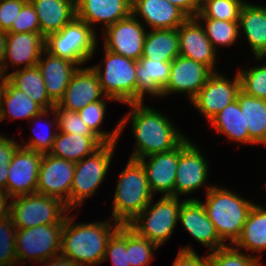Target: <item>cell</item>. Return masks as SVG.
<instances>
[{
    "instance_id": "d6986e66",
    "label": "cell",
    "mask_w": 266,
    "mask_h": 266,
    "mask_svg": "<svg viewBox=\"0 0 266 266\" xmlns=\"http://www.w3.org/2000/svg\"><path fill=\"white\" fill-rule=\"evenodd\" d=\"M179 52L181 56L193 59L216 72L217 51L201 23L195 17H188L178 28Z\"/></svg>"
},
{
    "instance_id": "6da1fadb",
    "label": "cell",
    "mask_w": 266,
    "mask_h": 266,
    "mask_svg": "<svg viewBox=\"0 0 266 266\" xmlns=\"http://www.w3.org/2000/svg\"><path fill=\"white\" fill-rule=\"evenodd\" d=\"M130 111L119 120L120 136L128 121L136 140L129 158L138 160L177 147L187 136L174 126L170 118L144 102L128 103Z\"/></svg>"
},
{
    "instance_id": "60d3db41",
    "label": "cell",
    "mask_w": 266,
    "mask_h": 266,
    "mask_svg": "<svg viewBox=\"0 0 266 266\" xmlns=\"http://www.w3.org/2000/svg\"><path fill=\"white\" fill-rule=\"evenodd\" d=\"M16 232L11 217L0 220V266L18 265L16 254Z\"/></svg>"
},
{
    "instance_id": "7bdbcfd3",
    "label": "cell",
    "mask_w": 266,
    "mask_h": 266,
    "mask_svg": "<svg viewBox=\"0 0 266 266\" xmlns=\"http://www.w3.org/2000/svg\"><path fill=\"white\" fill-rule=\"evenodd\" d=\"M57 116L58 131L75 133L82 136H96L76 111H69L59 107H53Z\"/></svg>"
},
{
    "instance_id": "816d5d0a",
    "label": "cell",
    "mask_w": 266,
    "mask_h": 266,
    "mask_svg": "<svg viewBox=\"0 0 266 266\" xmlns=\"http://www.w3.org/2000/svg\"><path fill=\"white\" fill-rule=\"evenodd\" d=\"M11 197L0 188V220L9 216L10 203H8Z\"/></svg>"
},
{
    "instance_id": "cb8c5ba5",
    "label": "cell",
    "mask_w": 266,
    "mask_h": 266,
    "mask_svg": "<svg viewBox=\"0 0 266 266\" xmlns=\"http://www.w3.org/2000/svg\"><path fill=\"white\" fill-rule=\"evenodd\" d=\"M54 114V109L44 110L39 104L29 97L25 92L16 89L7 79L0 90V123L9 118L32 119V126L37 120H43V116ZM43 117V118H42ZM40 118V119H39Z\"/></svg>"
},
{
    "instance_id": "5b68a950",
    "label": "cell",
    "mask_w": 266,
    "mask_h": 266,
    "mask_svg": "<svg viewBox=\"0 0 266 266\" xmlns=\"http://www.w3.org/2000/svg\"><path fill=\"white\" fill-rule=\"evenodd\" d=\"M154 198L155 196L144 210L127 225L139 236L160 247L173 234V230L179 222V212L184 199L180 201V197L161 196L153 204Z\"/></svg>"
},
{
    "instance_id": "f1b7e54d",
    "label": "cell",
    "mask_w": 266,
    "mask_h": 266,
    "mask_svg": "<svg viewBox=\"0 0 266 266\" xmlns=\"http://www.w3.org/2000/svg\"><path fill=\"white\" fill-rule=\"evenodd\" d=\"M208 122L217 134L226 135L225 137H228L231 141L240 144H252V146L257 145L249 137L248 129L245 127L244 115L237 99L225 106Z\"/></svg>"
},
{
    "instance_id": "e0dca14e",
    "label": "cell",
    "mask_w": 266,
    "mask_h": 266,
    "mask_svg": "<svg viewBox=\"0 0 266 266\" xmlns=\"http://www.w3.org/2000/svg\"><path fill=\"white\" fill-rule=\"evenodd\" d=\"M212 73L206 65L179 55L171 62V72L168 83L162 90V97L173 93H187V98L191 101Z\"/></svg>"
},
{
    "instance_id": "5bb4252c",
    "label": "cell",
    "mask_w": 266,
    "mask_h": 266,
    "mask_svg": "<svg viewBox=\"0 0 266 266\" xmlns=\"http://www.w3.org/2000/svg\"><path fill=\"white\" fill-rule=\"evenodd\" d=\"M190 142V138L186 137L170 151L155 153L138 159L144 166L153 195L161 193V196H174L178 156Z\"/></svg>"
},
{
    "instance_id": "8992f818",
    "label": "cell",
    "mask_w": 266,
    "mask_h": 266,
    "mask_svg": "<svg viewBox=\"0 0 266 266\" xmlns=\"http://www.w3.org/2000/svg\"><path fill=\"white\" fill-rule=\"evenodd\" d=\"M96 33L86 22L75 17L59 32L49 34L45 38V50L53 56L68 59L82 67L96 53Z\"/></svg>"
},
{
    "instance_id": "ac0fdd59",
    "label": "cell",
    "mask_w": 266,
    "mask_h": 266,
    "mask_svg": "<svg viewBox=\"0 0 266 266\" xmlns=\"http://www.w3.org/2000/svg\"><path fill=\"white\" fill-rule=\"evenodd\" d=\"M179 222L184 231H187L197 242L205 245L210 252L226 245L219 238L204 205L196 197L190 196V198L184 199L179 212Z\"/></svg>"
},
{
    "instance_id": "2e32d148",
    "label": "cell",
    "mask_w": 266,
    "mask_h": 266,
    "mask_svg": "<svg viewBox=\"0 0 266 266\" xmlns=\"http://www.w3.org/2000/svg\"><path fill=\"white\" fill-rule=\"evenodd\" d=\"M41 153L19 146L9 164L6 193L12 198L36 193Z\"/></svg>"
},
{
    "instance_id": "ee69618b",
    "label": "cell",
    "mask_w": 266,
    "mask_h": 266,
    "mask_svg": "<svg viewBox=\"0 0 266 266\" xmlns=\"http://www.w3.org/2000/svg\"><path fill=\"white\" fill-rule=\"evenodd\" d=\"M54 118H53V122L49 121V127L48 124L46 122V129L45 130H41L42 134L37 133V131L35 132L34 128H33V132H35V135H33L32 137H30V140H27L24 143H21L20 146L41 154H48L51 152L52 148H53V144H54V140L56 139L57 133H58V123H57V116L54 112ZM49 129H52V127H55V132L51 131ZM51 127V128H50ZM40 128V127H39ZM45 128V126H44ZM48 129V130H47ZM40 130V129H37ZM44 131V132H43ZM49 131V132H48ZM51 132V133H50ZM37 133V134H36ZM38 135V136H37Z\"/></svg>"
},
{
    "instance_id": "b9f144b4",
    "label": "cell",
    "mask_w": 266,
    "mask_h": 266,
    "mask_svg": "<svg viewBox=\"0 0 266 266\" xmlns=\"http://www.w3.org/2000/svg\"><path fill=\"white\" fill-rule=\"evenodd\" d=\"M110 257L113 266H130L126 250V225H121L109 238L103 261Z\"/></svg>"
},
{
    "instance_id": "db71d44e",
    "label": "cell",
    "mask_w": 266,
    "mask_h": 266,
    "mask_svg": "<svg viewBox=\"0 0 266 266\" xmlns=\"http://www.w3.org/2000/svg\"><path fill=\"white\" fill-rule=\"evenodd\" d=\"M7 76L4 74L2 67L0 66V87H3Z\"/></svg>"
},
{
    "instance_id": "ba28073f",
    "label": "cell",
    "mask_w": 266,
    "mask_h": 266,
    "mask_svg": "<svg viewBox=\"0 0 266 266\" xmlns=\"http://www.w3.org/2000/svg\"><path fill=\"white\" fill-rule=\"evenodd\" d=\"M68 211L64 202L39 193L12 197L9 216L17 230L37 225L64 224Z\"/></svg>"
},
{
    "instance_id": "d4e9b609",
    "label": "cell",
    "mask_w": 266,
    "mask_h": 266,
    "mask_svg": "<svg viewBox=\"0 0 266 266\" xmlns=\"http://www.w3.org/2000/svg\"><path fill=\"white\" fill-rule=\"evenodd\" d=\"M37 67L44 79L49 98L57 104L63 97L72 75L79 66L68 59L53 56L44 50Z\"/></svg>"
},
{
    "instance_id": "8fae6325",
    "label": "cell",
    "mask_w": 266,
    "mask_h": 266,
    "mask_svg": "<svg viewBox=\"0 0 266 266\" xmlns=\"http://www.w3.org/2000/svg\"><path fill=\"white\" fill-rule=\"evenodd\" d=\"M240 79L236 72L232 80L218 71L213 72L206 84L190 101L191 105L209 121L225 106L237 99L240 91Z\"/></svg>"
},
{
    "instance_id": "4dcf8cb0",
    "label": "cell",
    "mask_w": 266,
    "mask_h": 266,
    "mask_svg": "<svg viewBox=\"0 0 266 266\" xmlns=\"http://www.w3.org/2000/svg\"><path fill=\"white\" fill-rule=\"evenodd\" d=\"M250 252L266 251V207L254 204L249 211L240 237L233 244Z\"/></svg>"
},
{
    "instance_id": "9a60e30c",
    "label": "cell",
    "mask_w": 266,
    "mask_h": 266,
    "mask_svg": "<svg viewBox=\"0 0 266 266\" xmlns=\"http://www.w3.org/2000/svg\"><path fill=\"white\" fill-rule=\"evenodd\" d=\"M207 158L192 141L180 152L176 169L174 196L191 195L203 188L209 177Z\"/></svg>"
},
{
    "instance_id": "9c48e42d",
    "label": "cell",
    "mask_w": 266,
    "mask_h": 266,
    "mask_svg": "<svg viewBox=\"0 0 266 266\" xmlns=\"http://www.w3.org/2000/svg\"><path fill=\"white\" fill-rule=\"evenodd\" d=\"M116 143H103L91 155L75 163V171L70 190V210L95 195L108 173Z\"/></svg>"
},
{
    "instance_id": "484cf974",
    "label": "cell",
    "mask_w": 266,
    "mask_h": 266,
    "mask_svg": "<svg viewBox=\"0 0 266 266\" xmlns=\"http://www.w3.org/2000/svg\"><path fill=\"white\" fill-rule=\"evenodd\" d=\"M239 33L245 39L259 62L266 56V7L247 2L243 5L238 19ZM242 29V30H241Z\"/></svg>"
},
{
    "instance_id": "1f68e13d",
    "label": "cell",
    "mask_w": 266,
    "mask_h": 266,
    "mask_svg": "<svg viewBox=\"0 0 266 266\" xmlns=\"http://www.w3.org/2000/svg\"><path fill=\"white\" fill-rule=\"evenodd\" d=\"M179 55V35L177 29L148 30L141 58L172 62Z\"/></svg>"
},
{
    "instance_id": "4316f807",
    "label": "cell",
    "mask_w": 266,
    "mask_h": 266,
    "mask_svg": "<svg viewBox=\"0 0 266 266\" xmlns=\"http://www.w3.org/2000/svg\"><path fill=\"white\" fill-rule=\"evenodd\" d=\"M171 72V62L154 61L140 58L136 61V103L144 102L146 93L149 96L162 97Z\"/></svg>"
},
{
    "instance_id": "4fadbf2b",
    "label": "cell",
    "mask_w": 266,
    "mask_h": 266,
    "mask_svg": "<svg viewBox=\"0 0 266 266\" xmlns=\"http://www.w3.org/2000/svg\"><path fill=\"white\" fill-rule=\"evenodd\" d=\"M142 22L131 14L128 18L108 26L103 33L104 47L116 54L138 61L143 55L148 31Z\"/></svg>"
},
{
    "instance_id": "681fc988",
    "label": "cell",
    "mask_w": 266,
    "mask_h": 266,
    "mask_svg": "<svg viewBox=\"0 0 266 266\" xmlns=\"http://www.w3.org/2000/svg\"><path fill=\"white\" fill-rule=\"evenodd\" d=\"M169 3L177 6L188 17H195L201 9L202 0H167Z\"/></svg>"
},
{
    "instance_id": "f5cc1de1",
    "label": "cell",
    "mask_w": 266,
    "mask_h": 266,
    "mask_svg": "<svg viewBox=\"0 0 266 266\" xmlns=\"http://www.w3.org/2000/svg\"><path fill=\"white\" fill-rule=\"evenodd\" d=\"M6 50V32L0 31V66L2 67L4 62Z\"/></svg>"
},
{
    "instance_id": "52a82bcc",
    "label": "cell",
    "mask_w": 266,
    "mask_h": 266,
    "mask_svg": "<svg viewBox=\"0 0 266 266\" xmlns=\"http://www.w3.org/2000/svg\"><path fill=\"white\" fill-rule=\"evenodd\" d=\"M104 48L102 63L90 66L104 94L122 104L136 103V60Z\"/></svg>"
},
{
    "instance_id": "f35d334b",
    "label": "cell",
    "mask_w": 266,
    "mask_h": 266,
    "mask_svg": "<svg viewBox=\"0 0 266 266\" xmlns=\"http://www.w3.org/2000/svg\"><path fill=\"white\" fill-rule=\"evenodd\" d=\"M245 0H202L200 12L195 18L238 21Z\"/></svg>"
},
{
    "instance_id": "d590c367",
    "label": "cell",
    "mask_w": 266,
    "mask_h": 266,
    "mask_svg": "<svg viewBox=\"0 0 266 266\" xmlns=\"http://www.w3.org/2000/svg\"><path fill=\"white\" fill-rule=\"evenodd\" d=\"M204 28L205 34L213 47H228L235 44L240 37L238 21L196 18Z\"/></svg>"
},
{
    "instance_id": "603a6c76",
    "label": "cell",
    "mask_w": 266,
    "mask_h": 266,
    "mask_svg": "<svg viewBox=\"0 0 266 266\" xmlns=\"http://www.w3.org/2000/svg\"><path fill=\"white\" fill-rule=\"evenodd\" d=\"M131 14L144 20L150 30L177 29L188 18L167 0H132Z\"/></svg>"
},
{
    "instance_id": "3957f363",
    "label": "cell",
    "mask_w": 266,
    "mask_h": 266,
    "mask_svg": "<svg viewBox=\"0 0 266 266\" xmlns=\"http://www.w3.org/2000/svg\"><path fill=\"white\" fill-rule=\"evenodd\" d=\"M205 207L208 218L214 224L219 238L226 244H234L240 237L249 211L255 202L243 198L224 187L210 185L206 187Z\"/></svg>"
},
{
    "instance_id": "7dc6e473",
    "label": "cell",
    "mask_w": 266,
    "mask_h": 266,
    "mask_svg": "<svg viewBox=\"0 0 266 266\" xmlns=\"http://www.w3.org/2000/svg\"><path fill=\"white\" fill-rule=\"evenodd\" d=\"M29 0H0V31L7 32Z\"/></svg>"
},
{
    "instance_id": "7402d4cb",
    "label": "cell",
    "mask_w": 266,
    "mask_h": 266,
    "mask_svg": "<svg viewBox=\"0 0 266 266\" xmlns=\"http://www.w3.org/2000/svg\"><path fill=\"white\" fill-rule=\"evenodd\" d=\"M131 7L132 0H75L76 17L95 32L97 24L102 23L104 31L108 26L128 18Z\"/></svg>"
},
{
    "instance_id": "30bf717a",
    "label": "cell",
    "mask_w": 266,
    "mask_h": 266,
    "mask_svg": "<svg viewBox=\"0 0 266 266\" xmlns=\"http://www.w3.org/2000/svg\"><path fill=\"white\" fill-rule=\"evenodd\" d=\"M63 227L64 224H42L17 230L15 245L18 265L22 262L25 265L29 260L41 264L59 255Z\"/></svg>"
},
{
    "instance_id": "74e56055",
    "label": "cell",
    "mask_w": 266,
    "mask_h": 266,
    "mask_svg": "<svg viewBox=\"0 0 266 266\" xmlns=\"http://www.w3.org/2000/svg\"><path fill=\"white\" fill-rule=\"evenodd\" d=\"M159 247L152 241L139 236L126 225V250L130 266H147L154 258V252Z\"/></svg>"
},
{
    "instance_id": "bcb514c9",
    "label": "cell",
    "mask_w": 266,
    "mask_h": 266,
    "mask_svg": "<svg viewBox=\"0 0 266 266\" xmlns=\"http://www.w3.org/2000/svg\"><path fill=\"white\" fill-rule=\"evenodd\" d=\"M20 146L16 140L0 135V188L6 192L9 164L12 155Z\"/></svg>"
},
{
    "instance_id": "f546056e",
    "label": "cell",
    "mask_w": 266,
    "mask_h": 266,
    "mask_svg": "<svg viewBox=\"0 0 266 266\" xmlns=\"http://www.w3.org/2000/svg\"><path fill=\"white\" fill-rule=\"evenodd\" d=\"M102 144L103 142L97 136H82L58 131L50 154L77 163L91 155Z\"/></svg>"
},
{
    "instance_id": "c3c4849f",
    "label": "cell",
    "mask_w": 266,
    "mask_h": 266,
    "mask_svg": "<svg viewBox=\"0 0 266 266\" xmlns=\"http://www.w3.org/2000/svg\"><path fill=\"white\" fill-rule=\"evenodd\" d=\"M204 258L200 257L191 246L180 248L172 266H204Z\"/></svg>"
},
{
    "instance_id": "8d00e7d4",
    "label": "cell",
    "mask_w": 266,
    "mask_h": 266,
    "mask_svg": "<svg viewBox=\"0 0 266 266\" xmlns=\"http://www.w3.org/2000/svg\"><path fill=\"white\" fill-rule=\"evenodd\" d=\"M259 255L245 254L233 244H226L206 255L204 266H262Z\"/></svg>"
},
{
    "instance_id": "f6af8a7d",
    "label": "cell",
    "mask_w": 266,
    "mask_h": 266,
    "mask_svg": "<svg viewBox=\"0 0 266 266\" xmlns=\"http://www.w3.org/2000/svg\"><path fill=\"white\" fill-rule=\"evenodd\" d=\"M41 33L38 15L34 6L28 1L14 19L6 33Z\"/></svg>"
},
{
    "instance_id": "ffe728a7",
    "label": "cell",
    "mask_w": 266,
    "mask_h": 266,
    "mask_svg": "<svg viewBox=\"0 0 266 266\" xmlns=\"http://www.w3.org/2000/svg\"><path fill=\"white\" fill-rule=\"evenodd\" d=\"M106 97L98 77L90 67H79L72 75L63 97L57 105L69 111H80L88 104Z\"/></svg>"
},
{
    "instance_id": "e575fe53",
    "label": "cell",
    "mask_w": 266,
    "mask_h": 266,
    "mask_svg": "<svg viewBox=\"0 0 266 266\" xmlns=\"http://www.w3.org/2000/svg\"><path fill=\"white\" fill-rule=\"evenodd\" d=\"M107 101L116 102L114 99L106 96L104 99L97 102L88 104L83 109L78 111L80 117L91 129V131L103 142V143H117L120 137L119 122L111 132L102 131V122L105 117Z\"/></svg>"
},
{
    "instance_id": "ab89813d",
    "label": "cell",
    "mask_w": 266,
    "mask_h": 266,
    "mask_svg": "<svg viewBox=\"0 0 266 266\" xmlns=\"http://www.w3.org/2000/svg\"><path fill=\"white\" fill-rule=\"evenodd\" d=\"M237 73L241 91L255 98L266 99V64L239 69Z\"/></svg>"
},
{
    "instance_id": "277c9868",
    "label": "cell",
    "mask_w": 266,
    "mask_h": 266,
    "mask_svg": "<svg viewBox=\"0 0 266 266\" xmlns=\"http://www.w3.org/2000/svg\"><path fill=\"white\" fill-rule=\"evenodd\" d=\"M153 197L144 166L139 160L129 158L116 184L110 218L121 225H127L144 210Z\"/></svg>"
},
{
    "instance_id": "836d02e7",
    "label": "cell",
    "mask_w": 266,
    "mask_h": 266,
    "mask_svg": "<svg viewBox=\"0 0 266 266\" xmlns=\"http://www.w3.org/2000/svg\"><path fill=\"white\" fill-rule=\"evenodd\" d=\"M237 100L244 115L249 137L257 145H266V99L255 98L240 90Z\"/></svg>"
},
{
    "instance_id": "d6a6232c",
    "label": "cell",
    "mask_w": 266,
    "mask_h": 266,
    "mask_svg": "<svg viewBox=\"0 0 266 266\" xmlns=\"http://www.w3.org/2000/svg\"><path fill=\"white\" fill-rule=\"evenodd\" d=\"M7 80L18 90L25 92L44 110L56 104L49 98L44 79L37 66L16 69L7 75Z\"/></svg>"
},
{
    "instance_id": "44dd1931",
    "label": "cell",
    "mask_w": 266,
    "mask_h": 266,
    "mask_svg": "<svg viewBox=\"0 0 266 266\" xmlns=\"http://www.w3.org/2000/svg\"><path fill=\"white\" fill-rule=\"evenodd\" d=\"M44 50L45 37L41 33H6L4 74H9V65L17 69L37 66Z\"/></svg>"
},
{
    "instance_id": "f907efd6",
    "label": "cell",
    "mask_w": 266,
    "mask_h": 266,
    "mask_svg": "<svg viewBox=\"0 0 266 266\" xmlns=\"http://www.w3.org/2000/svg\"><path fill=\"white\" fill-rule=\"evenodd\" d=\"M44 266H81L61 254L41 262Z\"/></svg>"
},
{
    "instance_id": "83f0119b",
    "label": "cell",
    "mask_w": 266,
    "mask_h": 266,
    "mask_svg": "<svg viewBox=\"0 0 266 266\" xmlns=\"http://www.w3.org/2000/svg\"><path fill=\"white\" fill-rule=\"evenodd\" d=\"M38 15L41 34L59 32L76 17L75 0H29Z\"/></svg>"
},
{
    "instance_id": "7c38bea8",
    "label": "cell",
    "mask_w": 266,
    "mask_h": 266,
    "mask_svg": "<svg viewBox=\"0 0 266 266\" xmlns=\"http://www.w3.org/2000/svg\"><path fill=\"white\" fill-rule=\"evenodd\" d=\"M75 163L48 154L42 155L36 193L60 199L70 209V190Z\"/></svg>"
},
{
    "instance_id": "7a4b0ae2",
    "label": "cell",
    "mask_w": 266,
    "mask_h": 266,
    "mask_svg": "<svg viewBox=\"0 0 266 266\" xmlns=\"http://www.w3.org/2000/svg\"><path fill=\"white\" fill-rule=\"evenodd\" d=\"M73 220L75 215L67 214L62 230L60 254L81 266L102 263L108 240L121 224L111 218L89 223H75Z\"/></svg>"
}]
</instances>
